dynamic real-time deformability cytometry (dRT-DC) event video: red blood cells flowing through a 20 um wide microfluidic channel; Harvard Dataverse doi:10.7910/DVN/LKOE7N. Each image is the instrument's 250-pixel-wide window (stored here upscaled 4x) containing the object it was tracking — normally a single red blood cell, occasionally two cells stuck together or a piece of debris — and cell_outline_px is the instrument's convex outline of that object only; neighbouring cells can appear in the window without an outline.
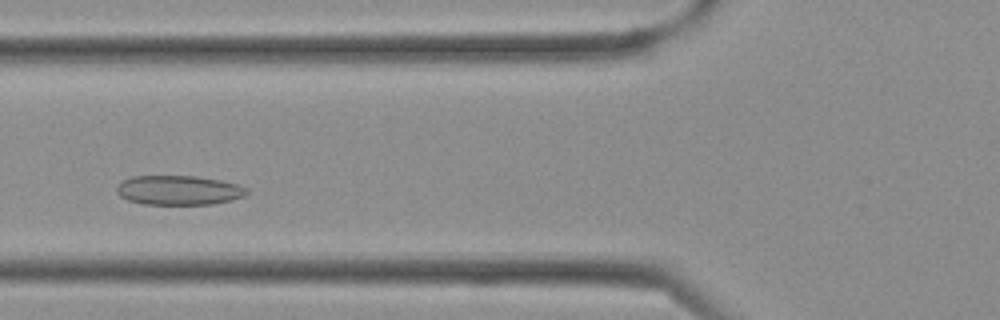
{"species": "Egyptian fruit bat (a non-hibernating species)", "species_latin": "Rousettus aegyptiacus", "temperature_condition": "cold", "stored_images_in_passage": 33, "camera_frame_rate_fps": 3000, "um_per_image_px": 0.085, "frame": {"image": 1, "passage_image": 9, "time_ms": 2.667, "image_size_px": [1000, 320], "cell_outline_px": [[248, 192], [244, 196], [232, 200], [212, 204], [144, 204], [128, 200], [120, 196], [116, 192], [116, 188], [124, 180], [132, 176], [196, 176], [220, 180], [240, 184], [248, 188]], "centroid_in_image_um": [15.23, 16.16], "position_along_channel_um": 110.6, "area_um2": 22.37}}
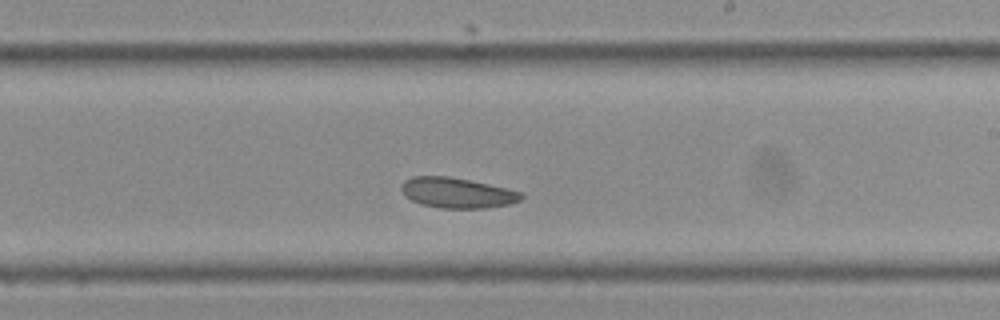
{"frame": {"image": 2, "passage_image": 17, "time_ms": 5.333, "image_size_px": [1000, 320], "cell_outline_px": [[524, 196], [520, 200], [508, 204], [484, 208], [440, 208], [424, 204], [412, 200], [404, 196], [400, 188], [400, 184], [404, 180], [412, 176], [448, 176], [488, 184], [524, 192]], "centroid_in_image_um": [38.83, 16.38], "position_along_channel_um": 250.2, "area_um2": 21.15}}
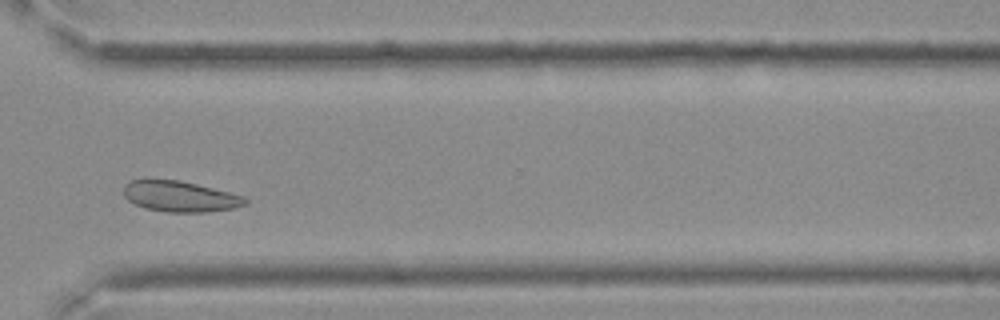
{"frame": {"image": 3, "passage_image": 23, "time_ms": 7.333, "image_size_px": [1000, 320], "cell_outline_px": [[248, 204], [236, 208], [208, 212], [168, 212], [144, 208], [128, 200], [124, 196], [124, 184], [132, 180], [144, 176], [180, 180], [244, 196], [248, 200]], "centroid_in_image_um": [15.26, 16.66], "position_along_channel_um": 355.3, "area_um2": 22.43}}